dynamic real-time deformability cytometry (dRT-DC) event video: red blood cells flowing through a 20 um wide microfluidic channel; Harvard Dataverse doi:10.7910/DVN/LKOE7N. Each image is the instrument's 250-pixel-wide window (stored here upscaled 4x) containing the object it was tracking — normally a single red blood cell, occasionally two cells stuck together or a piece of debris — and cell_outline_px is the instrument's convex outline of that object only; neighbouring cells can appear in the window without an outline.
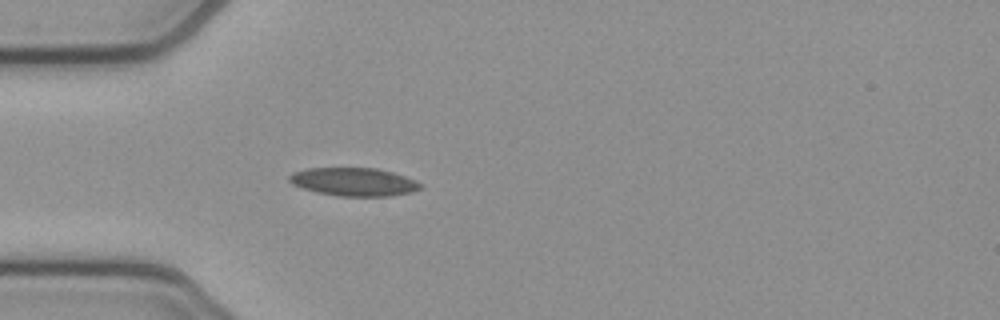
{"species": "common noctule bat (a hibernating species)", "species_latin": "Nyctalus noctula", "temperature_condition": "cold", "stored_images_in_passage": 26, "camera_frame_rate_fps": 3000, "um_per_image_px": 0.085, "animal": {"sex": "female", "body_mass_g": 21.9}, "frame": {"image": 1, "passage_image": 3, "time_ms": 0.667, "image_size_px": [1000, 320], "cell_outline_px": [[424, 184], [420, 188], [412, 192], [392, 196], [340, 196], [316, 192], [292, 184], [288, 180], [288, 176], [292, 172], [308, 168], [376, 168], [392, 172], [404, 176]], "centroid_in_image_um": [30.07, 15.46], "position_along_channel_um": 54.9, "area_um2": 21.56}}
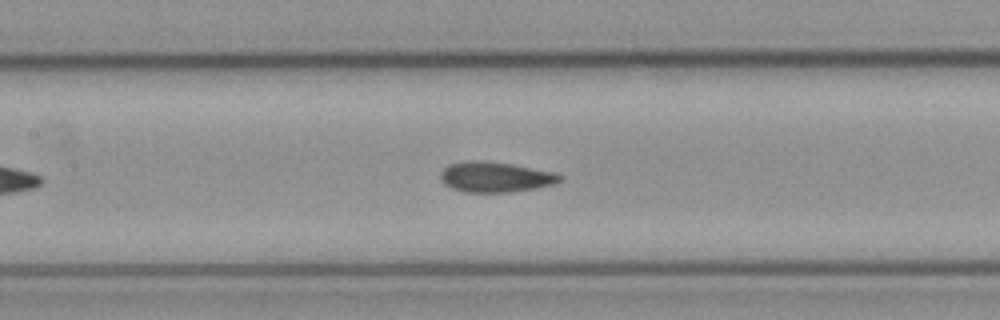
{"frame": {"image": 2, "passage_image": 12, "time_ms": 3.667, "image_size_px": [1000, 320], "cell_outline_px": [[564, 176], [560, 180], [552, 184], [536, 188], [508, 192], [464, 192], [452, 188], [444, 184], [440, 180], [440, 172], [448, 164], [468, 160], [480, 160], [512, 164], [552, 172]], "centroid_in_image_um": [42.04, 15.04], "position_along_channel_um": 165.4, "area_um2": 21.04}}
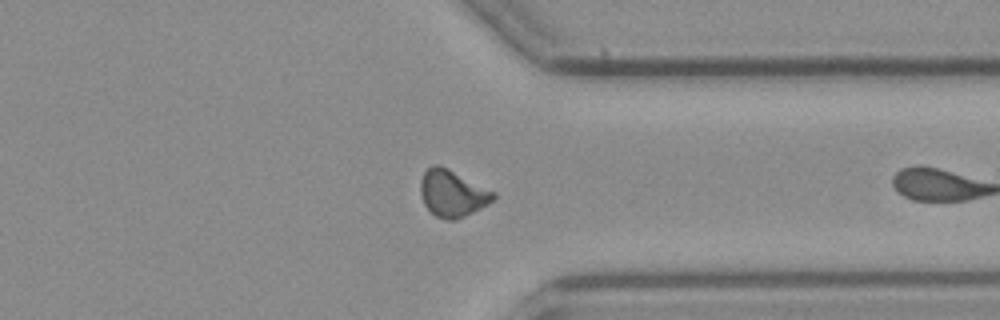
{"frame": {"image": 3, "passage_image": 25, "time_ms": 8.0, "image_size_px": [1000, 320], "cell_outline_px": [[496, 196], [488, 204], [456, 220], [448, 220], [436, 216], [424, 204], [420, 192], [420, 180], [424, 172], [432, 164], [440, 164], [496, 192]], "centroid_in_image_um": [38.44, 16.41], "position_along_channel_um": 373.0, "area_um2": 19.83}}